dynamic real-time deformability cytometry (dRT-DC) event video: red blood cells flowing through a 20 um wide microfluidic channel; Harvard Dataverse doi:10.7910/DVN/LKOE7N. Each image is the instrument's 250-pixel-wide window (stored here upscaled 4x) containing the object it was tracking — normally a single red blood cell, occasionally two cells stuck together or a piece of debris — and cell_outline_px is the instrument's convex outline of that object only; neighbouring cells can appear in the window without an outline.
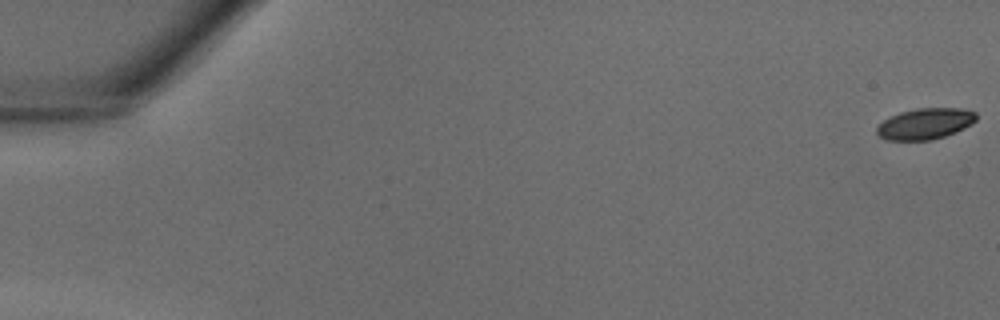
{"species": "common noctule bat (a hibernating species)", "species_latin": "Nyctalus noctula", "temperature_condition": "warm", "stored_images_in_passage": 41, "camera_frame_rate_fps": 3000, "um_per_image_px": 0.085, "animal": {"sex": "male", "body_mass_g": 18.8}, "frame": {"image": 1, "passage_image": 1, "time_ms": 0.0, "image_size_px": [1000, 320], "cell_outline_px": [[976, 120], [972, 124], [964, 128], [944, 136], [932, 140], [884, 140], [876, 132], [876, 128], [884, 120], [900, 112], [916, 108], [960, 108], [976, 112]], "centroid_in_image_um": [78.64, 10.52], "position_along_channel_um": 6.4, "area_um2": 17.92}}
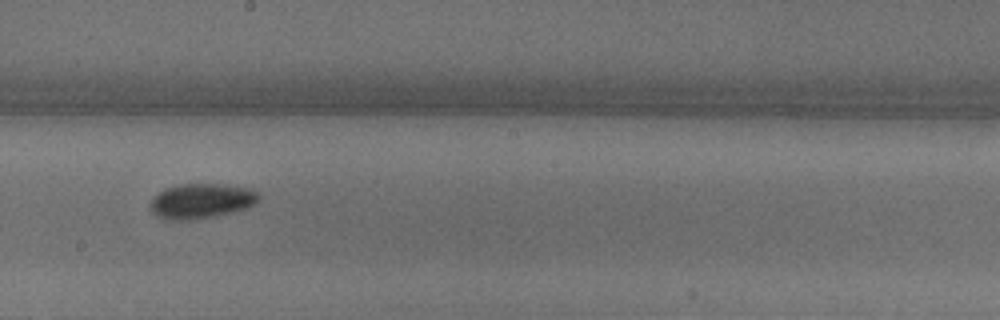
{"frame": {"image": 2, "passage_image": 24, "time_ms": 7.667, "image_size_px": [1000, 320], "cell_outline_px": [[260, 196], [248, 208], [216, 216], [192, 220], [168, 220], [156, 216], [152, 212], [148, 204], [164, 188], [176, 184], [216, 184], [252, 188]], "centroid_in_image_um": [17.07, 17.09], "position_along_channel_um": 231.1, "area_um2": 22.14}}
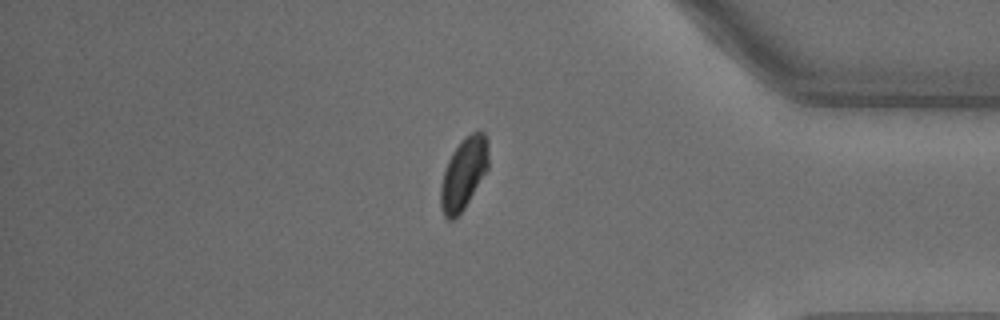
{"frame": {"image": 3, "passage_image": 35, "time_ms": 11.333, "image_size_px": [1000, 320], "cell_outline_px": [[488, 168], [464, 208], [452, 220], [448, 220], [444, 216], [440, 208], [440, 188], [444, 172], [448, 160], [452, 152], [472, 132], [480, 128], [484, 132], [488, 140]], "centroid_in_image_um": [39.41, 14.75], "position_along_channel_um": 395.8, "area_um2": 19.71}}